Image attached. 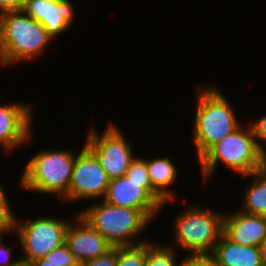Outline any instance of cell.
<instances>
[{"label": "cell", "mask_w": 266, "mask_h": 266, "mask_svg": "<svg viewBox=\"0 0 266 266\" xmlns=\"http://www.w3.org/2000/svg\"><path fill=\"white\" fill-rule=\"evenodd\" d=\"M53 38L22 10L0 13V62L7 66L31 60L46 49Z\"/></svg>", "instance_id": "6da1fadb"}, {"label": "cell", "mask_w": 266, "mask_h": 266, "mask_svg": "<svg viewBox=\"0 0 266 266\" xmlns=\"http://www.w3.org/2000/svg\"><path fill=\"white\" fill-rule=\"evenodd\" d=\"M198 92L193 139L198 159L214 144L241 126L223 92L214 86Z\"/></svg>", "instance_id": "7a4b0ae2"}, {"label": "cell", "mask_w": 266, "mask_h": 266, "mask_svg": "<svg viewBox=\"0 0 266 266\" xmlns=\"http://www.w3.org/2000/svg\"><path fill=\"white\" fill-rule=\"evenodd\" d=\"M219 161L242 175L263 169L266 156L259 150L252 128L240 126L232 134L214 144L200 159L204 182L214 173Z\"/></svg>", "instance_id": "3957f363"}, {"label": "cell", "mask_w": 266, "mask_h": 266, "mask_svg": "<svg viewBox=\"0 0 266 266\" xmlns=\"http://www.w3.org/2000/svg\"><path fill=\"white\" fill-rule=\"evenodd\" d=\"M68 150L38 152L25 164L20 185L25 190L58 194L66 202L76 156Z\"/></svg>", "instance_id": "277c9868"}, {"label": "cell", "mask_w": 266, "mask_h": 266, "mask_svg": "<svg viewBox=\"0 0 266 266\" xmlns=\"http://www.w3.org/2000/svg\"><path fill=\"white\" fill-rule=\"evenodd\" d=\"M79 215L113 247L146 242L144 240L134 242L133 240L151 223L140 210L114 206L104 200L102 203L90 206Z\"/></svg>", "instance_id": "5b68a950"}, {"label": "cell", "mask_w": 266, "mask_h": 266, "mask_svg": "<svg viewBox=\"0 0 266 266\" xmlns=\"http://www.w3.org/2000/svg\"><path fill=\"white\" fill-rule=\"evenodd\" d=\"M224 216L201 207H188L175 222V242L190 255L211 254L223 235Z\"/></svg>", "instance_id": "8992f818"}, {"label": "cell", "mask_w": 266, "mask_h": 266, "mask_svg": "<svg viewBox=\"0 0 266 266\" xmlns=\"http://www.w3.org/2000/svg\"><path fill=\"white\" fill-rule=\"evenodd\" d=\"M13 219V229L17 232L19 243L23 248L25 257L20 258L22 266L44 258L51 251L65 243V235L69 222L59 221L55 218H38L26 223Z\"/></svg>", "instance_id": "52a82bcc"}, {"label": "cell", "mask_w": 266, "mask_h": 266, "mask_svg": "<svg viewBox=\"0 0 266 266\" xmlns=\"http://www.w3.org/2000/svg\"><path fill=\"white\" fill-rule=\"evenodd\" d=\"M116 124H109L101 135L90 129L85 146L94 154L110 180L126 175L135 159L129 143Z\"/></svg>", "instance_id": "ba28073f"}, {"label": "cell", "mask_w": 266, "mask_h": 266, "mask_svg": "<svg viewBox=\"0 0 266 266\" xmlns=\"http://www.w3.org/2000/svg\"><path fill=\"white\" fill-rule=\"evenodd\" d=\"M106 203L140 210L151 222L165 201L153 190L151 182H135L126 175L110 180Z\"/></svg>", "instance_id": "9c48e42d"}, {"label": "cell", "mask_w": 266, "mask_h": 266, "mask_svg": "<svg viewBox=\"0 0 266 266\" xmlns=\"http://www.w3.org/2000/svg\"><path fill=\"white\" fill-rule=\"evenodd\" d=\"M110 179L100 166L94 154L84 145L72 171V178L66 193V202L78 199H96L105 196Z\"/></svg>", "instance_id": "30bf717a"}, {"label": "cell", "mask_w": 266, "mask_h": 266, "mask_svg": "<svg viewBox=\"0 0 266 266\" xmlns=\"http://www.w3.org/2000/svg\"><path fill=\"white\" fill-rule=\"evenodd\" d=\"M21 10L41 23L53 39L69 29L75 15L70 0H25Z\"/></svg>", "instance_id": "8fae6325"}, {"label": "cell", "mask_w": 266, "mask_h": 266, "mask_svg": "<svg viewBox=\"0 0 266 266\" xmlns=\"http://www.w3.org/2000/svg\"><path fill=\"white\" fill-rule=\"evenodd\" d=\"M76 222L69 224L65 244L79 265L106 254L113 246L96 230H94L80 215Z\"/></svg>", "instance_id": "7c38bea8"}, {"label": "cell", "mask_w": 266, "mask_h": 266, "mask_svg": "<svg viewBox=\"0 0 266 266\" xmlns=\"http://www.w3.org/2000/svg\"><path fill=\"white\" fill-rule=\"evenodd\" d=\"M32 107L13 103L0 106V145L7 153L31 136Z\"/></svg>", "instance_id": "4fadbf2b"}, {"label": "cell", "mask_w": 266, "mask_h": 266, "mask_svg": "<svg viewBox=\"0 0 266 266\" xmlns=\"http://www.w3.org/2000/svg\"><path fill=\"white\" fill-rule=\"evenodd\" d=\"M223 234L236 244L259 247L266 240V216L241 211L226 215Z\"/></svg>", "instance_id": "5bb4252c"}, {"label": "cell", "mask_w": 266, "mask_h": 266, "mask_svg": "<svg viewBox=\"0 0 266 266\" xmlns=\"http://www.w3.org/2000/svg\"><path fill=\"white\" fill-rule=\"evenodd\" d=\"M210 255L218 266H262L259 247L236 244L224 234Z\"/></svg>", "instance_id": "9a60e30c"}, {"label": "cell", "mask_w": 266, "mask_h": 266, "mask_svg": "<svg viewBox=\"0 0 266 266\" xmlns=\"http://www.w3.org/2000/svg\"><path fill=\"white\" fill-rule=\"evenodd\" d=\"M147 171L153 190L167 203L176 199L173 192L167 189L177 177L175 164L166 156L164 158L147 160Z\"/></svg>", "instance_id": "2e32d148"}, {"label": "cell", "mask_w": 266, "mask_h": 266, "mask_svg": "<svg viewBox=\"0 0 266 266\" xmlns=\"http://www.w3.org/2000/svg\"><path fill=\"white\" fill-rule=\"evenodd\" d=\"M254 176L253 183L245 192L244 206L241 212L249 215L266 216V171L264 169L244 177Z\"/></svg>", "instance_id": "e0dca14e"}, {"label": "cell", "mask_w": 266, "mask_h": 266, "mask_svg": "<svg viewBox=\"0 0 266 266\" xmlns=\"http://www.w3.org/2000/svg\"><path fill=\"white\" fill-rule=\"evenodd\" d=\"M173 249L169 246L153 245L146 241L145 266H179Z\"/></svg>", "instance_id": "ac0fdd59"}, {"label": "cell", "mask_w": 266, "mask_h": 266, "mask_svg": "<svg viewBox=\"0 0 266 266\" xmlns=\"http://www.w3.org/2000/svg\"><path fill=\"white\" fill-rule=\"evenodd\" d=\"M146 242L117 247L116 266H145Z\"/></svg>", "instance_id": "d6986e66"}, {"label": "cell", "mask_w": 266, "mask_h": 266, "mask_svg": "<svg viewBox=\"0 0 266 266\" xmlns=\"http://www.w3.org/2000/svg\"><path fill=\"white\" fill-rule=\"evenodd\" d=\"M52 266H79L66 244L51 251L44 257Z\"/></svg>", "instance_id": "ffe728a7"}, {"label": "cell", "mask_w": 266, "mask_h": 266, "mask_svg": "<svg viewBox=\"0 0 266 266\" xmlns=\"http://www.w3.org/2000/svg\"><path fill=\"white\" fill-rule=\"evenodd\" d=\"M126 176L135 182H150L146 159L135 157L126 172Z\"/></svg>", "instance_id": "44dd1931"}, {"label": "cell", "mask_w": 266, "mask_h": 266, "mask_svg": "<svg viewBox=\"0 0 266 266\" xmlns=\"http://www.w3.org/2000/svg\"><path fill=\"white\" fill-rule=\"evenodd\" d=\"M179 266H218L210 254L189 255L182 259Z\"/></svg>", "instance_id": "7402d4cb"}, {"label": "cell", "mask_w": 266, "mask_h": 266, "mask_svg": "<svg viewBox=\"0 0 266 266\" xmlns=\"http://www.w3.org/2000/svg\"><path fill=\"white\" fill-rule=\"evenodd\" d=\"M117 263V247H113L106 254L99 256L93 260L81 263L79 266H116Z\"/></svg>", "instance_id": "603a6c76"}, {"label": "cell", "mask_w": 266, "mask_h": 266, "mask_svg": "<svg viewBox=\"0 0 266 266\" xmlns=\"http://www.w3.org/2000/svg\"><path fill=\"white\" fill-rule=\"evenodd\" d=\"M9 207V204H0V237L13 230L14 215Z\"/></svg>", "instance_id": "cb8c5ba5"}, {"label": "cell", "mask_w": 266, "mask_h": 266, "mask_svg": "<svg viewBox=\"0 0 266 266\" xmlns=\"http://www.w3.org/2000/svg\"><path fill=\"white\" fill-rule=\"evenodd\" d=\"M251 128L259 150L266 156V149L258 142L259 139L261 141H265L266 143V115L257 120V122H254L251 125Z\"/></svg>", "instance_id": "d4e9b609"}, {"label": "cell", "mask_w": 266, "mask_h": 266, "mask_svg": "<svg viewBox=\"0 0 266 266\" xmlns=\"http://www.w3.org/2000/svg\"><path fill=\"white\" fill-rule=\"evenodd\" d=\"M0 237V244L2 242ZM11 252L5 246L0 245V266H22L21 260L10 261Z\"/></svg>", "instance_id": "484cf974"}, {"label": "cell", "mask_w": 266, "mask_h": 266, "mask_svg": "<svg viewBox=\"0 0 266 266\" xmlns=\"http://www.w3.org/2000/svg\"><path fill=\"white\" fill-rule=\"evenodd\" d=\"M25 0H0V13L6 11H19Z\"/></svg>", "instance_id": "4316f807"}, {"label": "cell", "mask_w": 266, "mask_h": 266, "mask_svg": "<svg viewBox=\"0 0 266 266\" xmlns=\"http://www.w3.org/2000/svg\"><path fill=\"white\" fill-rule=\"evenodd\" d=\"M262 266H266V240L259 246Z\"/></svg>", "instance_id": "83f0119b"}, {"label": "cell", "mask_w": 266, "mask_h": 266, "mask_svg": "<svg viewBox=\"0 0 266 266\" xmlns=\"http://www.w3.org/2000/svg\"><path fill=\"white\" fill-rule=\"evenodd\" d=\"M28 266H52L45 258L37 259L31 262Z\"/></svg>", "instance_id": "f1b7e54d"}, {"label": "cell", "mask_w": 266, "mask_h": 266, "mask_svg": "<svg viewBox=\"0 0 266 266\" xmlns=\"http://www.w3.org/2000/svg\"><path fill=\"white\" fill-rule=\"evenodd\" d=\"M5 192L0 184V204H9Z\"/></svg>", "instance_id": "f546056e"}, {"label": "cell", "mask_w": 266, "mask_h": 266, "mask_svg": "<svg viewBox=\"0 0 266 266\" xmlns=\"http://www.w3.org/2000/svg\"><path fill=\"white\" fill-rule=\"evenodd\" d=\"M263 169L266 171V163L264 164V167H263Z\"/></svg>", "instance_id": "4dcf8cb0"}]
</instances>
